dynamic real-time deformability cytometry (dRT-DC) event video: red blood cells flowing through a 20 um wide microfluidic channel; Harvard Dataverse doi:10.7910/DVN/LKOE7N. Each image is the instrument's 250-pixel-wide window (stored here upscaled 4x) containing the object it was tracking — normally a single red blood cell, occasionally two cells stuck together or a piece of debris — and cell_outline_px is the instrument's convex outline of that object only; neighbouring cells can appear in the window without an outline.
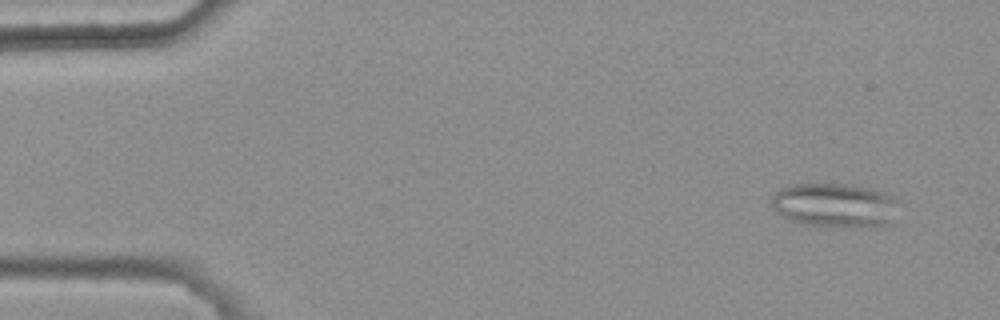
{"species": "common noctule bat (a hibernating species)", "species_latin": "Nyctalus noctula", "temperature_condition": "warm", "stored_images_in_passage": 4, "camera_frame_rate_fps": 3000, "um_per_image_px": 0.085, "animal": {"sex": "female", "body_mass_g": 25.1}, "frame": {"image": 1, "passage_image": 1, "time_ms": 0.0, "image_size_px": [1000, 320], "cell_outline_px": [[900, 200], [892, 224], [812, 224], [792, 220], [776, 212], [772, 204], [772, 196], [780, 188], [788, 184], [844, 184], [868, 188], [884, 192]], "centroid_in_image_um": [70.97, 17.38], "position_along_channel_um": 14.0, "area_um2": 31.62}}